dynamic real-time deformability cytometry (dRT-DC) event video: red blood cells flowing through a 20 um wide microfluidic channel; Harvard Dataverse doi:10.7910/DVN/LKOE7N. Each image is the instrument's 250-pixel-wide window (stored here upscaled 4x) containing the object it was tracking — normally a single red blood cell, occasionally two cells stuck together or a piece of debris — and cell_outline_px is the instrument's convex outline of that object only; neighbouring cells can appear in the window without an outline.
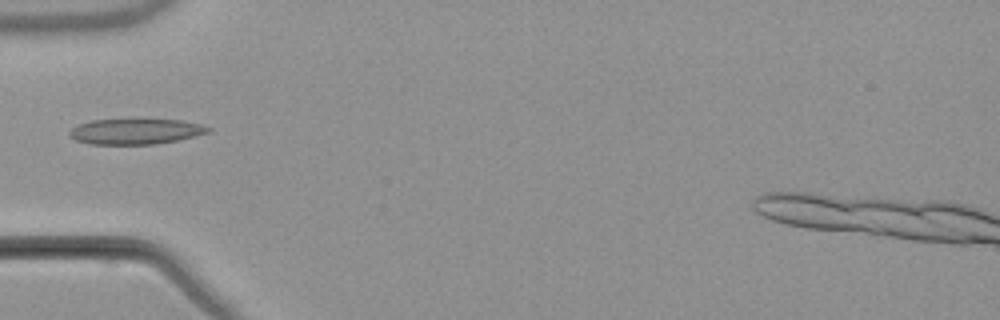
{"species": "common noctule bat (a hibernating species)", "species_latin": "Nyctalus noctula", "temperature_condition": "warm", "stored_images_in_passage": 5, "camera_frame_rate_fps": 3000, "um_per_image_px": 0.085, "animal": {"sex": "male", "body_mass_g": 21.5, "forearm_length_mm": 52.0}, "frame": {"image": 1, "passage_image": 5, "time_ms": 5.0, "image_size_px": [1000, 320], "cell_outline_px": [[212, 132], [176, 140], [156, 144], [88, 144], [76, 140], [68, 136], [68, 132], [76, 124], [92, 120], [180, 120], [200, 124], [212, 128]], "centroid_in_image_um": [11.5, 11.18], "position_along_channel_um": 73.5, "area_um2": 20.58}}